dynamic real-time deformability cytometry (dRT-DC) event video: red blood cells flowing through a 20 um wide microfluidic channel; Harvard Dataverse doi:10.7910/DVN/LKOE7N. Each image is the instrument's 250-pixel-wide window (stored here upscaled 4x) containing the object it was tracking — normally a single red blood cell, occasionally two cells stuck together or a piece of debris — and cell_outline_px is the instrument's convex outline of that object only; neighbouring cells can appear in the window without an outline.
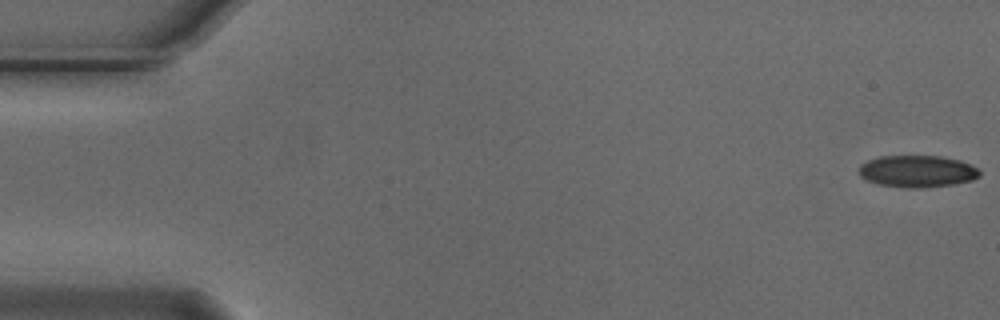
{"species": "Egyptian fruit bat (a non-hibernating species)", "species_latin": "Rousettus aegyptiacus", "temperature_condition": "cold", "stored_images_in_passage": 50, "camera_frame_rate_fps": 3000, "um_per_image_px": 0.085, "animal": {"sex": "male"}, "frame": {"image": 1, "passage_image": 1, "time_ms": 0.0, "image_size_px": [1000, 320], "cell_outline_px": [[980, 176], [972, 180], [952, 184], [920, 188], [904, 188], [876, 184], [860, 176], [860, 164], [868, 160], [880, 156], [940, 156], [960, 160], [972, 164], [980, 172]], "centroid_in_image_um": [77.97, 14.56], "position_along_channel_um": 7.0, "area_um2": 22.48}}
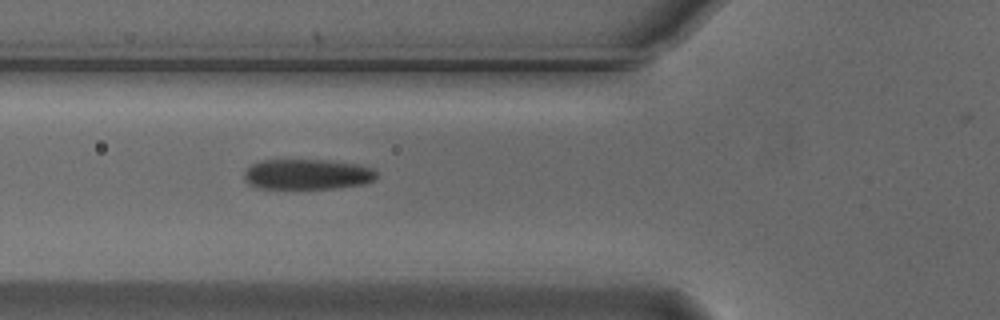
{"frame": {"image": 2, "passage_image": 20, "time_ms": 6.333, "image_size_px": [1000, 320], "cell_outline_px": [[376, 180], [364, 184], [340, 188], [256, 188], [248, 184], [244, 180], [244, 172], [252, 164], [260, 160], [328, 160], [356, 164], [372, 168], [376, 172]], "centroid_in_image_um": [26.11, 14.82], "position_along_channel_um": 99.7, "area_um2": 23.58}}
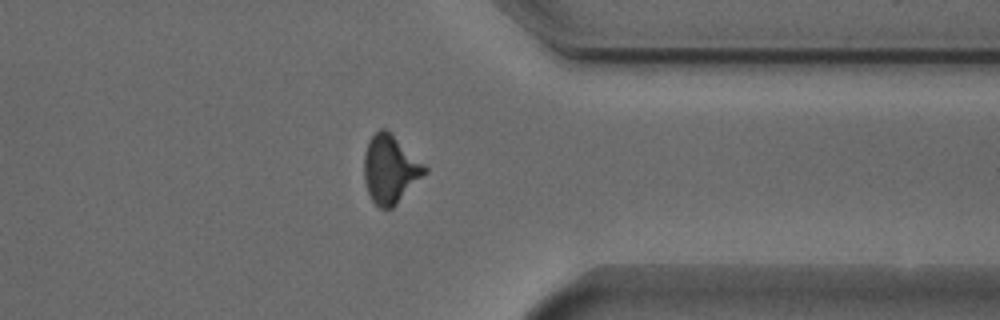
{"frame": {"image": 3, "passage_image": 43, "time_ms": 14.0, "image_size_px": [1000, 320], "cell_outline_px": [[428, 172], [392, 208], [380, 208], [372, 200], [368, 192], [364, 180], [364, 152], [368, 140], [380, 128], [384, 128], [424, 164], [428, 168]], "centroid_in_image_um": [33.15, 14.4], "position_along_channel_um": 378.2, "area_um2": 23.76}, "authors_computed_cell_mechanics": {"area_um2": 24.0159, "velocity_mm_per_s": 3.7322, "shape_relaxation_time_tau1_ms": 3.8744, "shape_relaxation_time_tau2_ms": 2.1069, "deformation_change_tau1": 0.1418, "deformation_change_tau2": 0.0944}}